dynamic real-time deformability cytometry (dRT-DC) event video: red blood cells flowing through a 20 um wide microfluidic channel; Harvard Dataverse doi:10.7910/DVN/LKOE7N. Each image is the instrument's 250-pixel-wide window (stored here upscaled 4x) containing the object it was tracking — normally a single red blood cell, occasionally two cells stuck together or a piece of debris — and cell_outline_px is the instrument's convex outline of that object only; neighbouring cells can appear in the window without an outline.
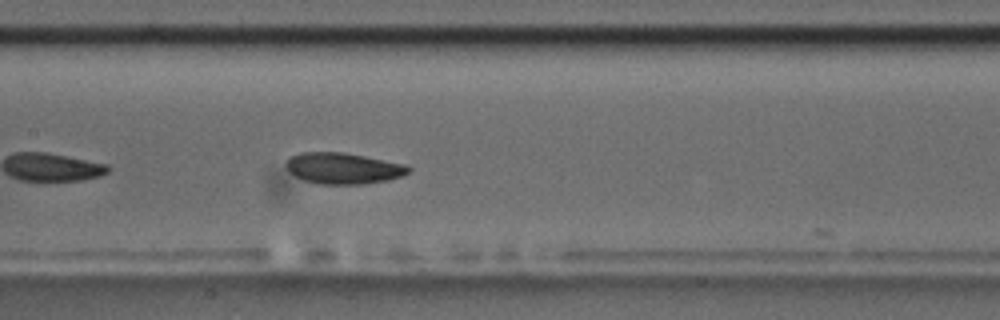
{"species": "common noctule bat (a hibernating species)", "species_latin": "Nyctalus noctula", "temperature_condition": "room temperature", "stored_images_in_passage": 13, "camera_frame_rate_fps": 3000, "um_per_image_px": 0.085, "animal": {"sex": "male", "body_mass_g": 17.5, "forearm_length_mm": 52.3}, "frame": {"image": 1, "passage_image": 12, "time_ms": 3.667, "image_size_px": [1000, 320], "cell_outline_px": [[412, 168], [408, 172], [400, 176], [388, 180], [364, 184], [316, 184], [304, 180], [288, 172], [284, 164], [292, 156], [300, 152], [344, 152], [408, 164]], "centroid_in_image_um": [29.18, 14.3], "position_along_channel_um": 178.2, "area_um2": 22.43}}